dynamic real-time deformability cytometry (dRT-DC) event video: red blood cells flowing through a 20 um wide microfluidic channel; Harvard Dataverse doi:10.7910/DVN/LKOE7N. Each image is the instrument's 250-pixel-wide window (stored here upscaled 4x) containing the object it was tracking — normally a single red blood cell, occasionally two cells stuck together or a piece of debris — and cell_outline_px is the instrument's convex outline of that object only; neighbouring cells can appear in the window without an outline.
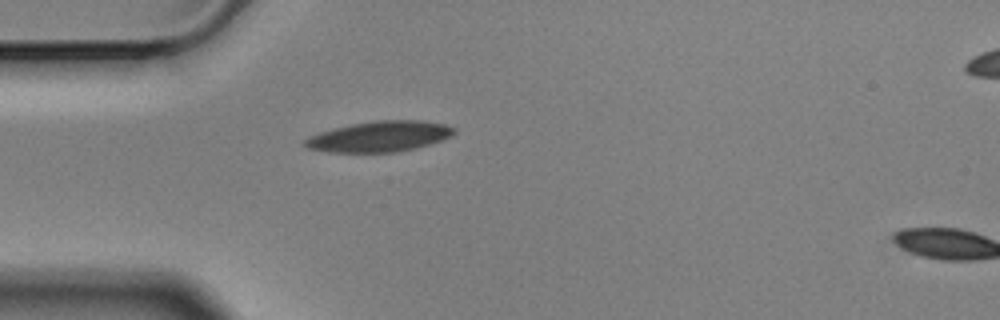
{"species": "Egyptian fruit bat (a non-hibernating species)", "species_latin": "Rousettus aegyptiacus", "temperature_condition": "cold", "stored_images_in_passage": 2, "segment_of_instrument_passage": [1, 2], "camera_frame_rate_fps": 3000, "um_per_image_px": 0.085, "animal": {"sex": "male"}, "frame": {"image": 1, "passage_image": 1, "time_ms": 0.0, "image_size_px": [1000, 320], "cell_outline_px": [[456, 132], [452, 136], [416, 148], [400, 152], [328, 152], [308, 148], [304, 144], [304, 140], [308, 136], [320, 132], [352, 124], [376, 120], [420, 120], [444, 124], [456, 128]], "centroid_in_image_um": [32.28, 11.6], "position_along_channel_um": 52.7, "area_um2": 26.53}}